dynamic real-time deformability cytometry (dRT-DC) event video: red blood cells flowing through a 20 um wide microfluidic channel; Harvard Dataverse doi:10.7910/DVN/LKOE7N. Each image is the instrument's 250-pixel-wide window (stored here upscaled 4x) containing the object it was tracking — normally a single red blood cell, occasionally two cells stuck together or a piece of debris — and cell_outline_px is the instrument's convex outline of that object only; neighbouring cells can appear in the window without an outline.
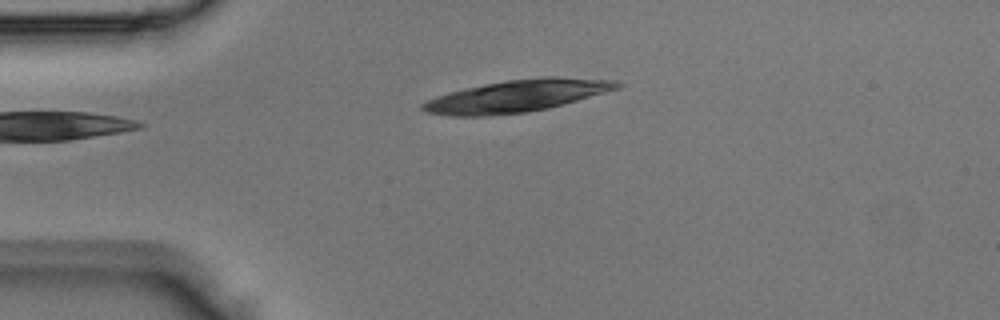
{"species": "Egyptian fruit bat (a non-hibernating species)", "species_latin": "Rousettus aegyptiacus", "temperature_condition": "room temperature", "stored_images_in_passage": 3, "camera_frame_rate_fps": 3000, "um_per_image_px": 0.085, "animal": {"sex": "male"}, "frame": {"image": 1, "passage_image": 3, "time_ms": 0.667, "image_size_px": [1000, 320], "cell_outline_px": [[624, 84], [620, 88], [548, 108], [524, 112], [488, 116], [452, 116], [428, 112], [420, 108], [420, 104], [436, 96], [448, 92], [464, 88], [484, 84], [508, 80], [544, 76], [556, 76], [616, 80]], "centroid_in_image_um": [43.95, 8.14], "position_along_channel_um": 41.1, "area_um2": 36.3}}